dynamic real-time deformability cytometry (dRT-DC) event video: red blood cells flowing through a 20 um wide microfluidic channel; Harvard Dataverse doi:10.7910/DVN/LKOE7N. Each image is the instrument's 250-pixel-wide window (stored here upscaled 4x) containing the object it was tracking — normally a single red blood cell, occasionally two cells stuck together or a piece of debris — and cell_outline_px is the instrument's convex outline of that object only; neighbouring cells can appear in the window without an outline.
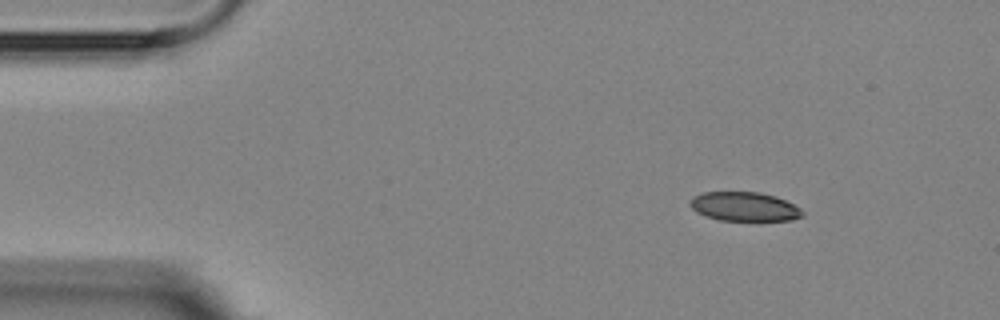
{"species": "Egyptian fruit bat (a non-hibernating species)", "species_latin": "Rousettus aegyptiacus", "temperature_condition": "room temperature", "stored_images_in_passage": 5, "camera_frame_rate_fps": 3000, "um_per_image_px": 0.085, "animal": {"sex": "female"}, "frame": {"image": 1, "passage_image": 1, "time_ms": 0.0, "image_size_px": [1000, 320], "cell_outline_px": [[804, 216], [792, 220], [720, 220], [696, 212], [688, 204], [692, 196], [704, 192], [760, 192], [776, 196], [800, 208], [804, 212]], "centroid_in_image_um": [63.26, 17.55], "position_along_channel_um": 21.7, "area_um2": 19.02}}
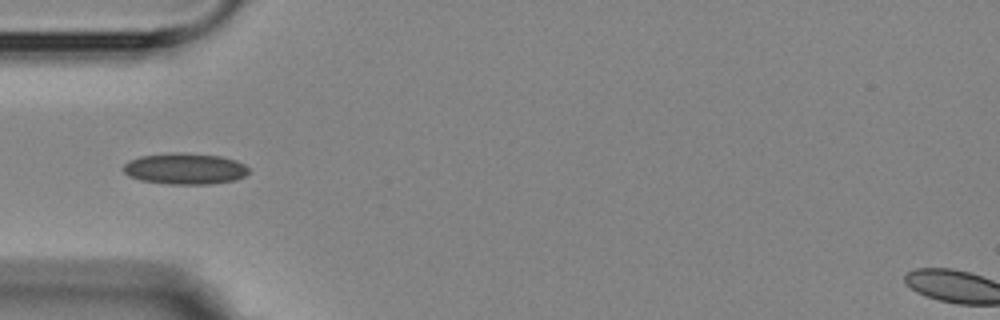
{"frame": {"image": 2, "passage_image": 4, "time_ms": 3.333, "image_size_px": [1000, 320], "cell_outline_px": [[248, 172], [244, 176], [236, 180], [208, 184], [168, 184], [140, 180], [128, 176], [124, 172], [124, 164], [128, 160], [140, 156], [172, 152], [184, 152], [220, 156], [236, 160], [244, 164], [248, 168]], "centroid_in_image_um": [15.7, 14.33], "position_along_channel_um": 69.3, "area_um2": 22.95}}
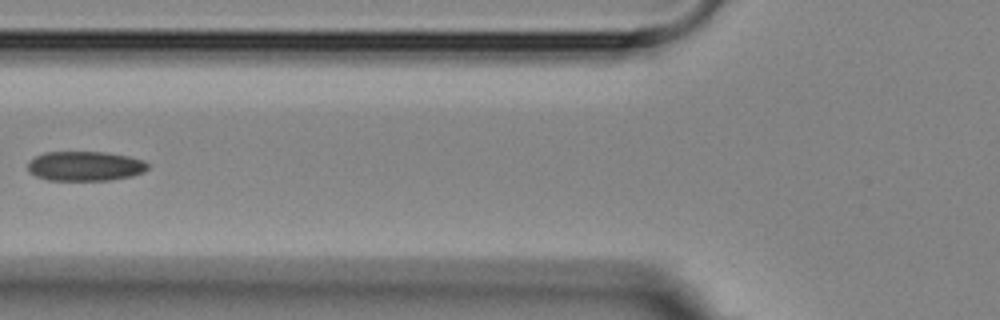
{"frame": {"image": 3, "passage_image": 5, "time_ms": 4.667, "image_size_px": [1000, 320], "cell_outline_px": [[148, 168], [144, 172], [132, 176], [108, 180], [48, 180], [36, 176], [28, 172], [28, 160], [44, 152], [108, 152], [128, 156], [144, 160], [148, 164]], "centroid_in_image_um": [7.22, 14.11], "position_along_channel_um": 118.6, "area_um2": 20.87}}